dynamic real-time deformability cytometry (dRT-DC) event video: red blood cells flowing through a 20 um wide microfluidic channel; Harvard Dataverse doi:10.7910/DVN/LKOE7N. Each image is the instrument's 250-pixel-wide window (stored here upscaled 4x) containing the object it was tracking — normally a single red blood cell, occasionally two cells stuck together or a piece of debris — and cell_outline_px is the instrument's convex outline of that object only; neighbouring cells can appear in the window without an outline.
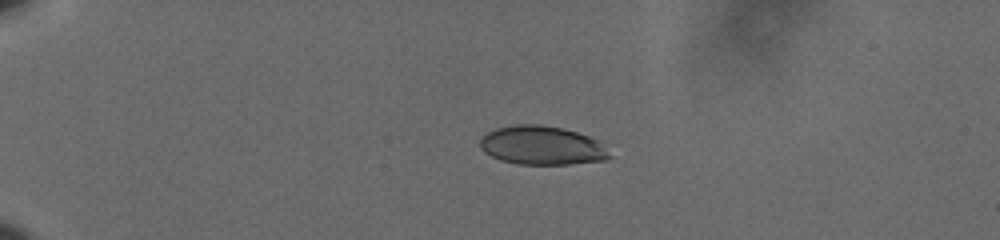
{"species": "human", "species_latin": "Homo sapiens", "temperature_condition": "cold", "stored_images_in_passage": 45, "camera_frame_rate_fps": 3000, "um_per_image_px": 0.085, "donor": {"sex": "male"}, "frame": {"image": 1, "passage_image": 1, "time_ms": 0.0, "image_size_px": [1000, 240], "cell_outline_px": [[612, 156], [604, 160], [568, 164], [516, 164], [500, 160], [484, 152], [480, 148], [480, 140], [488, 132], [496, 128], [516, 124], [540, 124], [564, 128], [600, 140]], "centroid_in_image_um": [46.07, 12.36], "position_along_channel_um": 38.9, "area_um2": 29.36}}
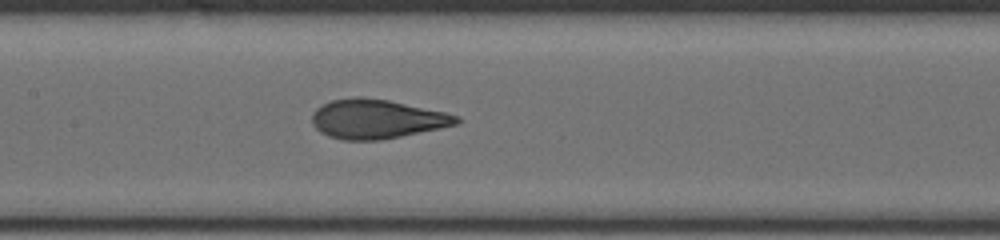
{"frame": {"image": 2, "passage_image": 18, "time_ms": 5.667, "image_size_px": [1000, 240], "cell_outline_px": [[464, 120], [460, 124], [380, 140], [344, 140], [328, 136], [320, 132], [312, 124], [312, 112], [320, 104], [332, 100], [352, 96], [360, 96], [388, 100], [444, 112], [460, 116]], "centroid_in_image_um": [32.01, 10.1], "position_along_channel_um": 175.4, "area_um2": 33.23}}
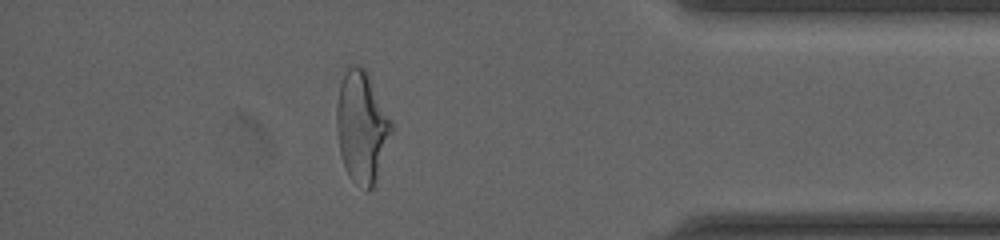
{"frame": {"image": 3, "passage_image": 39, "time_ms": 12.667, "image_size_px": [1000, 240], "cell_outline_px": [[392, 132], [372, 188], [368, 192], [352, 180], [340, 156], [336, 128], [336, 104], [340, 84], [348, 64], [356, 64], [364, 68], [392, 120]], "centroid_in_image_um": [30.72, 10.75], "position_along_channel_um": 404.5, "area_um2": 35.26}, "authors_computed_cell_mechanics": {"area_um2": 32.8882, "velocity_mm_per_s": 3.6323, "shape_relaxation_time_tau1_ms": 4.1087, "shape_relaxation_time_tau2_ms": 0.7208, "deformation_change_tau1": 0.1678, "deformation_change_tau2": 0.0706}}